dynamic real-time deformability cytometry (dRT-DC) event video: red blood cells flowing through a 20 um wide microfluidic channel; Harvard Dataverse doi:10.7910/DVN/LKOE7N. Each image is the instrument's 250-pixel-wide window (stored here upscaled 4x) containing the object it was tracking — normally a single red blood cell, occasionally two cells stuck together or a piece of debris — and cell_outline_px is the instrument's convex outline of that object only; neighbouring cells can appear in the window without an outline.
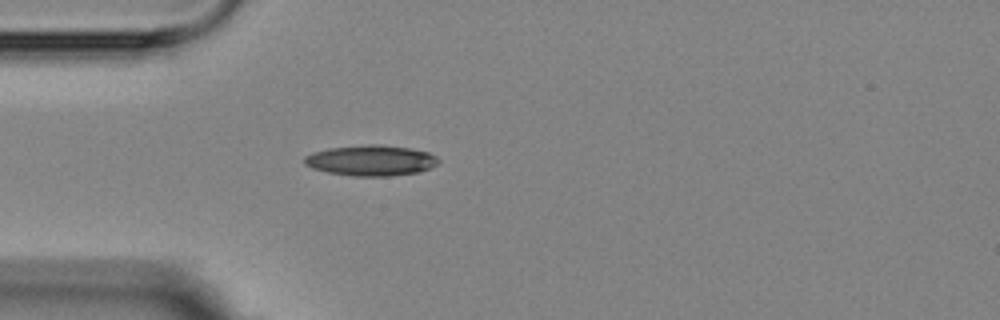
{"species": "Egyptian fruit bat (a non-hibernating species)", "species_latin": "Rousettus aegyptiacus", "temperature_condition": "room temperature", "stored_images_in_passage": 4, "camera_frame_rate_fps": 3000, "um_per_image_px": 0.085, "animal": {"sex": "female"}, "frame": {"image": 1, "passage_image": 4, "time_ms": 3.667, "image_size_px": [1000, 320], "cell_outline_px": [[440, 160], [432, 168], [420, 172], [392, 176], [352, 176], [328, 172], [312, 168], [304, 164], [304, 156], [312, 152], [328, 148], [368, 144], [380, 144], [408, 148], [428, 152], [436, 156]], "centroid_in_image_um": [31.53, 13.64], "position_along_channel_um": 53.5, "area_um2": 24.1}}